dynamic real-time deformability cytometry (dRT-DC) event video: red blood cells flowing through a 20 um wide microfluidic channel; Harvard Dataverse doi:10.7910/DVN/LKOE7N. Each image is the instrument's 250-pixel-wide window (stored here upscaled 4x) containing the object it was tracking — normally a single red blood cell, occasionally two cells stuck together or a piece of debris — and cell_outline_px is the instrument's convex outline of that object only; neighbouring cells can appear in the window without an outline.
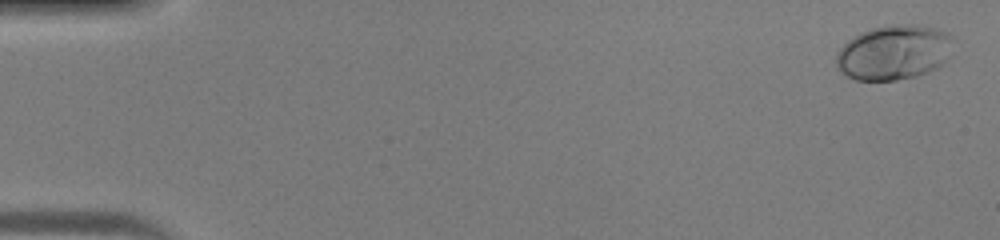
{"species": "human", "species_latin": "Homo sapiens", "temperature_condition": "warm", "stored_images_in_passage": 46, "camera_frame_rate_fps": 3000, "um_per_image_px": 0.085, "donor": {"sex": "male"}, "frame": {"image": 1, "passage_image": 2, "time_ms": 0.333, "image_size_px": [1000, 240], "cell_outline_px": [[952, 36], [948, 56], [944, 64], [928, 72], [916, 76], [896, 80], [856, 80], [848, 76], [836, 68], [836, 52], [848, 40], [860, 32], [872, 28], [888, 24], [920, 24], [940, 28], [948, 32]], "centroid_in_image_um": [75.98, 4.43], "position_along_channel_um": 9.0, "area_um2": 37.74}}
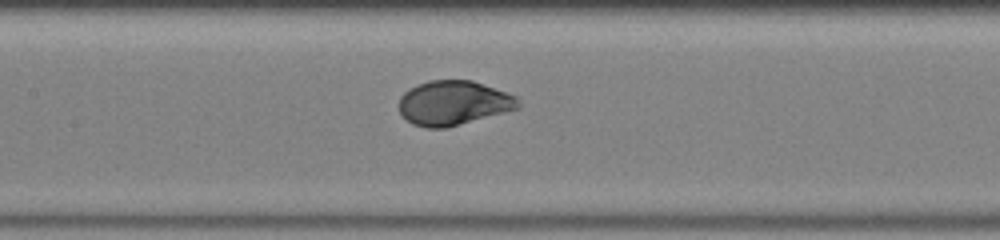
{"frame": {"image": 2, "passage_image": 23, "time_ms": 7.333, "image_size_px": [1000, 240], "cell_outline_px": [[520, 108], [444, 128], [424, 128], [412, 124], [400, 112], [400, 96], [408, 88], [416, 84], [428, 80], [472, 80], [516, 96], [520, 100]], "centroid_in_image_um": [38.53, 8.74], "position_along_channel_um": 168.9, "area_um2": 30.81}}
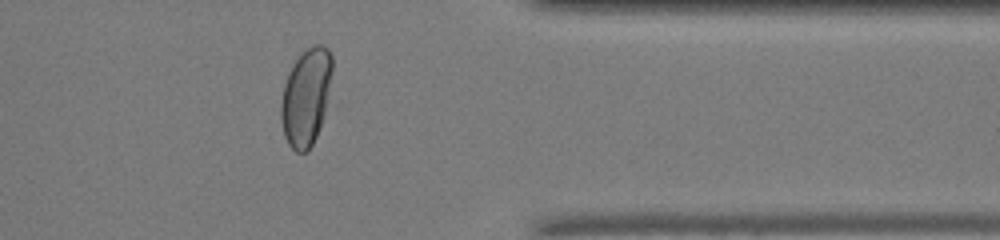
{"frame": {"image": 3, "passage_image": 38, "time_ms": 12.333, "image_size_px": [1000, 240], "cell_outline_px": [[332, 72], [328, 100], [316, 136], [308, 152], [296, 152], [288, 144], [284, 136], [280, 116], [280, 104], [284, 84], [288, 72], [292, 64], [312, 44], [320, 44], [328, 48], [332, 56]], "centroid_in_image_um": [26.0, 8.24], "position_along_channel_um": 385.4, "area_um2": 29.02}}